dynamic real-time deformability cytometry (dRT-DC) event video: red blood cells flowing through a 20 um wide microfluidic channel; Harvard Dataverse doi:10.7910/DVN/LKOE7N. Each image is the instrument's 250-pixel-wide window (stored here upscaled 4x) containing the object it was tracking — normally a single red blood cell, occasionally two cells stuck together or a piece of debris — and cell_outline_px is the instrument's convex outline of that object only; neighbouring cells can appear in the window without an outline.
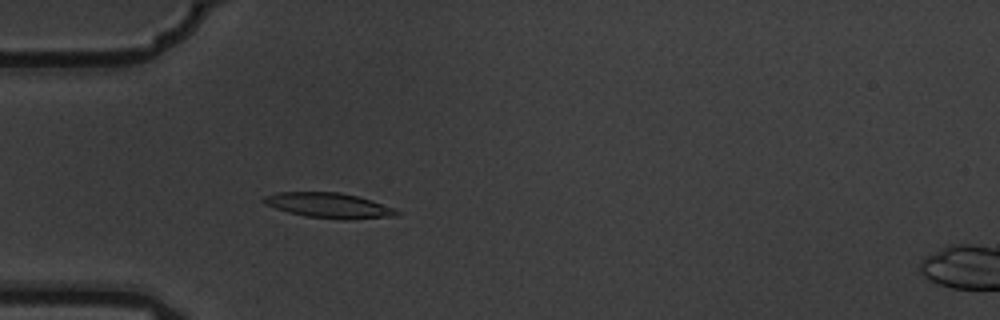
{"species": "common noctule bat (a hibernating species)", "species_latin": "Nyctalus noctula", "temperature_condition": "warm", "stored_images_in_passage": 5, "camera_frame_rate_fps": 3000, "um_per_image_px": 0.085, "animal": {"sex": "male", "body_mass_g": 19.5, "forearm_length_mm": 54.6}, "frame": {"image": 1, "passage_image": 4, "time_ms": 1.0, "image_size_px": [1000, 320], "cell_outline_px": [[400, 212], [396, 216], [344, 220], [304, 216], [288, 212], [264, 204], [260, 200], [264, 196], [276, 192], [340, 192], [372, 200], [396, 208]], "centroid_in_image_um": [27.95, 17.46], "position_along_channel_um": 57.1, "area_um2": 19.65}}